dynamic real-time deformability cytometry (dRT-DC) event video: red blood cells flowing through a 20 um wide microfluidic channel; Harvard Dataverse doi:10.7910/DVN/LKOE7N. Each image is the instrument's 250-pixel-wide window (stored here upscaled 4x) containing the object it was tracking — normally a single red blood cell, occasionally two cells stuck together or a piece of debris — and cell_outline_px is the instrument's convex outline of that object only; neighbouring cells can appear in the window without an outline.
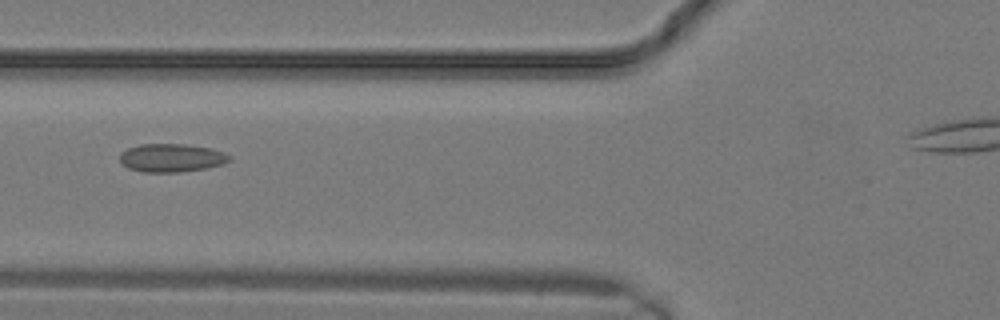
{"species": "common noctule bat (a hibernating species)", "species_latin": "Nyctalus noctula", "temperature_condition": "warm", "stored_images_in_passage": 4, "camera_frame_rate_fps": 3000, "um_per_image_px": 0.085, "animal": {"sex": "male", "body_mass_g": 19.2, "forearm_length_mm": 51.8}, "frame": {"image": 1, "passage_image": 3, "time_ms": 0.667, "image_size_px": [1000, 320], "cell_outline_px": [[232, 160], [224, 164], [204, 168], [180, 172], [144, 172], [128, 168], [120, 160], [120, 152], [128, 148], [140, 144], [184, 144], [212, 148], [224, 152], [232, 156]], "centroid_in_image_um": [14.61, 13.41], "position_along_channel_um": 111.2, "area_um2": 18.15}}